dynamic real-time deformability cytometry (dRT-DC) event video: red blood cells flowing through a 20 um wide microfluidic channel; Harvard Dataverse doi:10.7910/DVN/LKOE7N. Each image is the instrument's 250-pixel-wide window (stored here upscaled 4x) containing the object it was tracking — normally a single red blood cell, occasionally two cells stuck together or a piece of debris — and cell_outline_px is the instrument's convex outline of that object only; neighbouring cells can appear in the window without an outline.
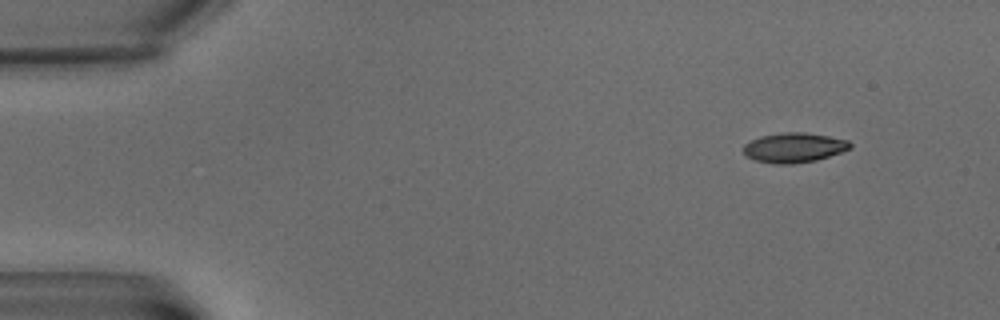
{"species": "common noctule bat (a hibernating species)", "species_latin": "Nyctalus noctula", "temperature_condition": "warm", "stored_images_in_passage": 5, "camera_frame_rate_fps": 3000, "um_per_image_px": 0.085, "animal": {"sex": "male", "body_mass_g": 15.6}, "frame": {"image": 1, "passage_image": 2, "time_ms": 1.0, "image_size_px": [1000, 320], "cell_outline_px": [[852, 148], [816, 160], [792, 164], [776, 164], [756, 160], [748, 156], [744, 152], [744, 144], [760, 136], [784, 132], [804, 132], [828, 136], [848, 140], [852, 144]], "centroid_in_image_um": [67.51, 12.54], "position_along_channel_um": 17.5, "area_um2": 18.32}}
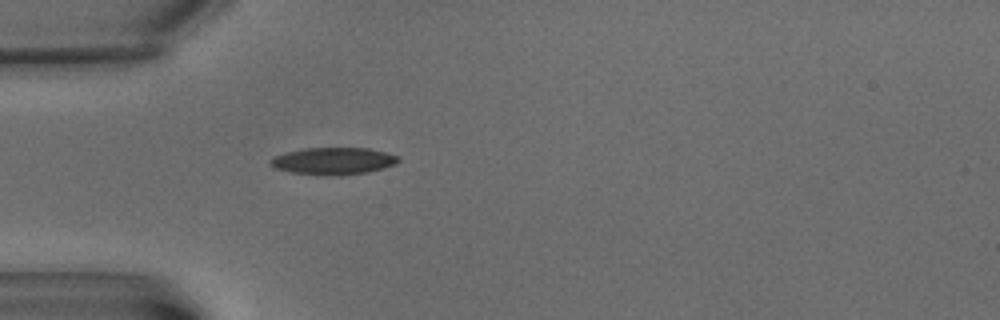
{"frame": {"image": 2, "passage_image": 5, "time_ms": 5.667, "image_size_px": [1000, 320], "cell_outline_px": [[400, 160], [396, 164], [384, 168], [368, 172], [324, 176], [292, 172], [272, 168], [268, 164], [268, 160], [284, 152], [304, 148], [368, 148], [400, 156]], "centroid_in_image_um": [28.3, 13.68], "position_along_channel_um": 56.7, "area_um2": 20.35}}